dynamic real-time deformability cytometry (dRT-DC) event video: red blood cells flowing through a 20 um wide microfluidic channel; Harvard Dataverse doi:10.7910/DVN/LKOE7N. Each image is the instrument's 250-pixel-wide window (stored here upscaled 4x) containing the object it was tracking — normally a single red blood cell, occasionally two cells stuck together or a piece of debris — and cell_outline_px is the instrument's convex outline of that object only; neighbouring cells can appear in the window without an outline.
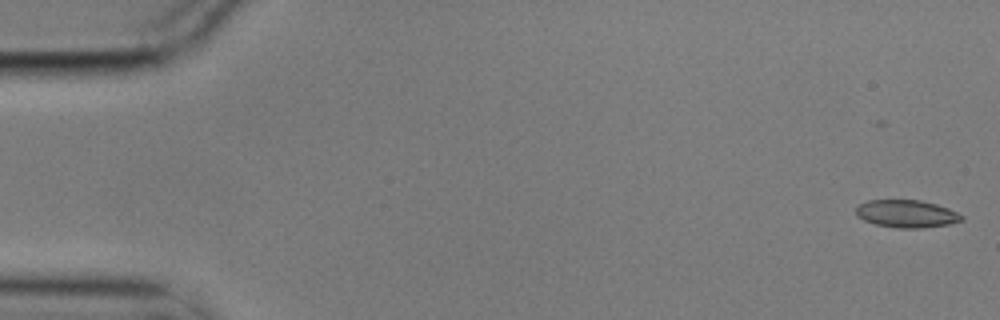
{"species": "common noctule bat (a hibernating species)", "species_latin": "Nyctalus noctula", "temperature_condition": "cold", "stored_images_in_passage": 5, "camera_frame_rate_fps": 3000, "um_per_image_px": 0.085, "animal": {"sex": "male", "body_mass_g": 17.9}, "frame": {"image": 1, "passage_image": 1, "time_ms": 0.0, "image_size_px": [1000, 320], "cell_outline_px": [[964, 220], [948, 224], [920, 228], [896, 228], [876, 224], [864, 220], [856, 216], [856, 208], [860, 204], [868, 200], [920, 200], [936, 204], [948, 208], [964, 216]], "centroid_in_image_um": [77.06, 18.17], "position_along_channel_um": 7.9, "area_um2": 16.94}}
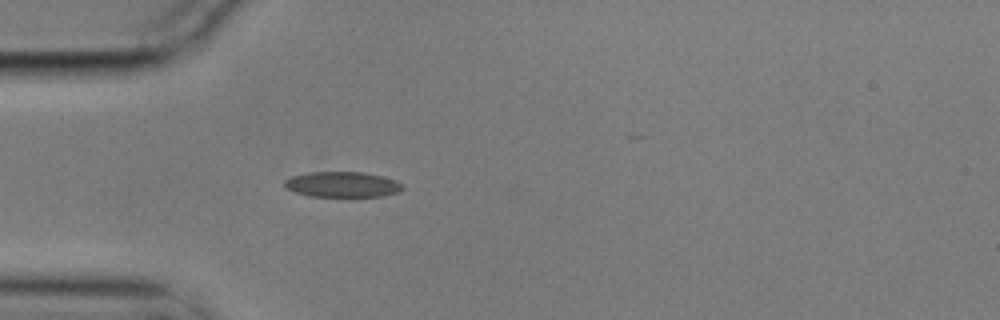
{"frame": {"image": 2, "passage_image": 5, "time_ms": 1.333, "image_size_px": [1000, 320], "cell_outline_px": [[404, 188], [400, 192], [380, 196], [312, 196], [296, 192], [288, 188], [284, 184], [284, 180], [292, 176], [308, 172], [364, 172], [396, 180], [404, 184]], "centroid_in_image_um": [29.14, 15.67], "position_along_channel_um": 55.9, "area_um2": 17.4}}